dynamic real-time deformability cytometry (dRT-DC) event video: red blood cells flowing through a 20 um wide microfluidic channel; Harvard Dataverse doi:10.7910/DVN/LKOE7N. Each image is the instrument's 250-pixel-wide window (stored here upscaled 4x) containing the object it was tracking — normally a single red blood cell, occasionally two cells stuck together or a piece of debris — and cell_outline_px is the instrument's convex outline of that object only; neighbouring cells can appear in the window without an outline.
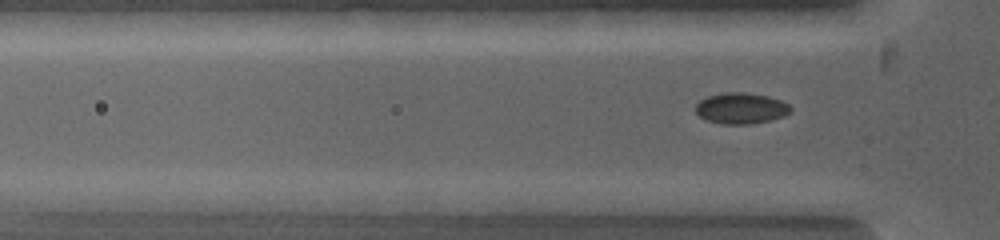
{"species": "common noctule bat (a hibernating species)", "species_latin": "Nyctalus noctula", "temperature_condition": "warm", "stored_images_in_passage": 6, "camera_frame_rate_fps": 5000, "um_per_image_px": 0.085, "animal": {"sex": "female", "body_mass_g": 19.0, "forearm_length_mm": 53.3}, "frame": {"image": 1, "passage_image": 6, "time_ms": 1.6, "image_size_px": [1000, 240], "cell_outline_px": [[792, 112], [784, 116], [772, 120], [752, 124], [720, 124], [708, 120], [700, 116], [696, 112], [696, 104], [700, 100], [708, 96], [732, 92], [736, 92], [768, 96], [780, 100], [788, 104], [792, 108]], "centroid_in_image_um": [63.02, 9.22], "position_along_channel_um": 62.8, "area_um2": 17.05}}